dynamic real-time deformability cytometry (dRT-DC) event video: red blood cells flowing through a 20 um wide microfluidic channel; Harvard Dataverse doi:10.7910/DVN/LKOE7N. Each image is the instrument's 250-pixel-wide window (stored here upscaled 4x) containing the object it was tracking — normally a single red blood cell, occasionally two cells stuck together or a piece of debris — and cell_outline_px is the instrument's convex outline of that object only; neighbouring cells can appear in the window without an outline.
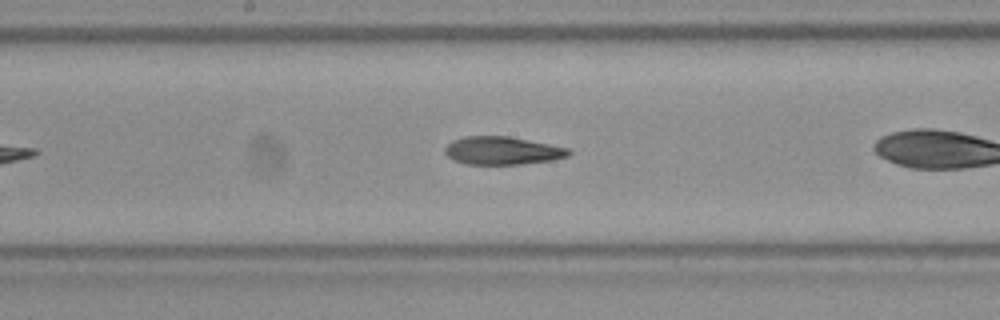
{"species": "Egyptian fruit bat (a non-hibernating species)", "species_latin": "Rousettus aegyptiacus", "temperature_condition": "room temperature", "stored_images_in_passage": 26, "camera_frame_rate_fps": 3000, "um_per_image_px": 0.085, "frame": {"image": 1, "passage_image": 12, "time_ms": 3.667, "image_size_px": [1000, 320], "cell_outline_px": [[572, 152], [568, 156], [552, 160], [520, 164], [464, 164], [452, 160], [444, 152], [444, 148], [452, 140], [464, 136], [508, 136], [572, 148]], "centroid_in_image_um": [42.7, 12.8], "position_along_channel_um": 205.5, "area_um2": 20.4}}
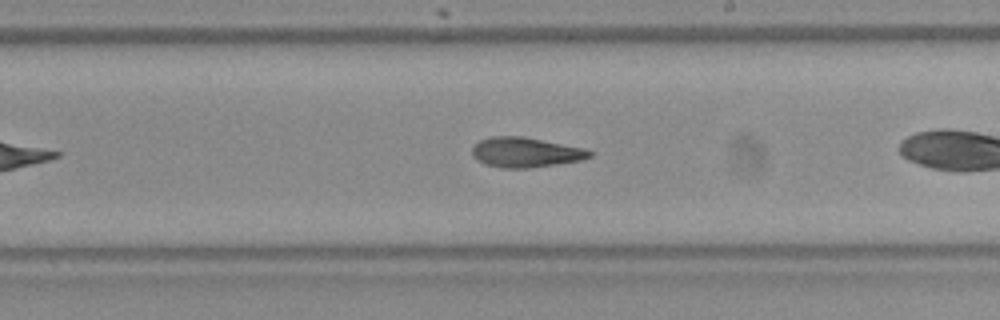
{"frame": {"image": 2, "passage_image": 15, "time_ms": 4.667, "image_size_px": [1000, 320], "cell_outline_px": [[592, 156], [584, 160], [532, 168], [500, 168], [484, 164], [476, 160], [472, 156], [472, 148], [480, 140], [492, 136], [524, 136], [584, 148], [592, 152]], "centroid_in_image_um": [44.67, 12.96], "position_along_channel_um": 244.3, "area_um2": 20.75}}